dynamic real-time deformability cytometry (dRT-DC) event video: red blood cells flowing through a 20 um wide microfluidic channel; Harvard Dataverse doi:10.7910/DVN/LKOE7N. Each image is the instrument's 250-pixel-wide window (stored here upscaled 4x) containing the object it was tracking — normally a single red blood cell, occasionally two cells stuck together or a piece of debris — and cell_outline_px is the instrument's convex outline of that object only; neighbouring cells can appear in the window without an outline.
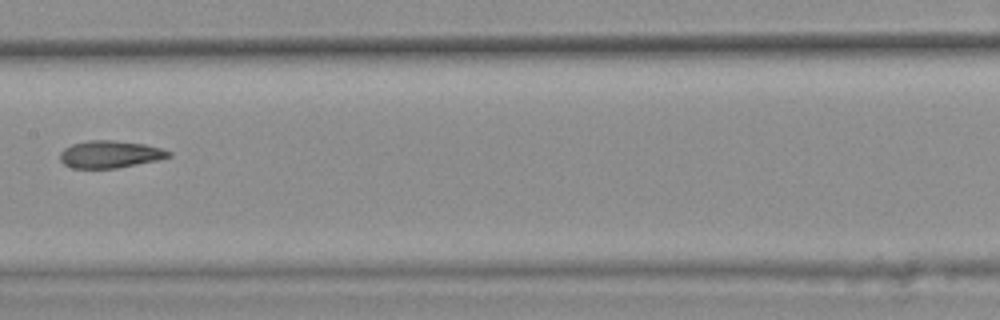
{"species": "common noctule bat (a hibernating species)", "species_latin": "Nyctalus noctula", "temperature_condition": "warm", "stored_images_in_passage": 8, "camera_frame_rate_fps": 3000, "um_per_image_px": 0.085, "animal": {"sex": "female", "body_mass_g": 25.1}, "frame": {"image": 1, "passage_image": 8, "time_ms": 2.333, "image_size_px": [1000, 320], "cell_outline_px": [[172, 156], [156, 160], [116, 168], [72, 168], [64, 164], [60, 160], [60, 152], [64, 148], [72, 144], [88, 140], [112, 140], [144, 144], [160, 148], [172, 152]], "centroid_in_image_um": [9.33, 13.11], "position_along_channel_um": 198.1, "area_um2": 17.17}}